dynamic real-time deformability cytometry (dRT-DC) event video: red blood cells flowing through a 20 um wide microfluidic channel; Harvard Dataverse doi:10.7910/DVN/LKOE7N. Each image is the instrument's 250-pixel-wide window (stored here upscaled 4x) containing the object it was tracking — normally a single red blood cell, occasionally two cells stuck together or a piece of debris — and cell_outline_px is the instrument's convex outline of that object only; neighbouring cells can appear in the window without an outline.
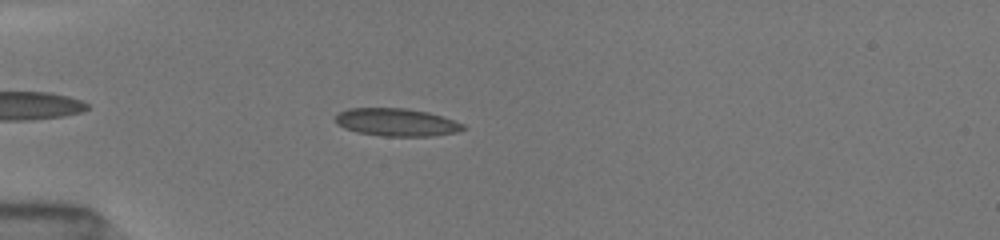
{"species": "common noctule bat (a hibernating species)", "species_latin": "Nyctalus noctula", "temperature_condition": "room temperature", "stored_images_in_passage": 39, "camera_frame_rate_fps": 3000, "um_per_image_px": 0.085, "animal": {"sex": "female", "body_mass_g": 19.5, "forearm_length_mm": 54.1}, "frame": {"image": 1, "passage_image": 4, "time_ms": 1.667, "image_size_px": [1000, 240], "cell_outline_px": [[464, 128], [456, 132], [432, 136], [384, 136], [356, 132], [344, 128], [336, 124], [336, 116], [340, 112], [348, 108], [404, 108], [428, 112], [464, 124]], "centroid_in_image_um": [33.66, 10.39], "position_along_channel_um": 51.3, "area_um2": 20.46}}
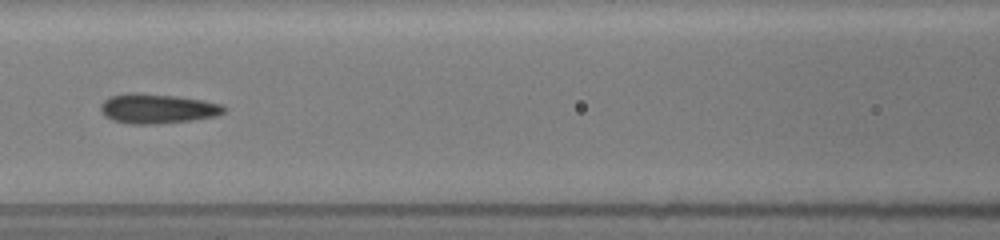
{"frame": {"image": 2, "passage_image": 9, "time_ms": 4.667, "image_size_px": [1000, 240], "cell_outline_px": [[228, 108], [224, 112], [216, 116], [192, 120], [156, 124], [128, 124], [112, 120], [100, 108], [100, 104], [108, 96], [124, 92], [136, 92], [176, 96], [204, 100], [220, 104]], "centroid_in_image_um": [13.37, 9.22], "position_along_channel_um": 153.2, "area_um2": 21.5}}
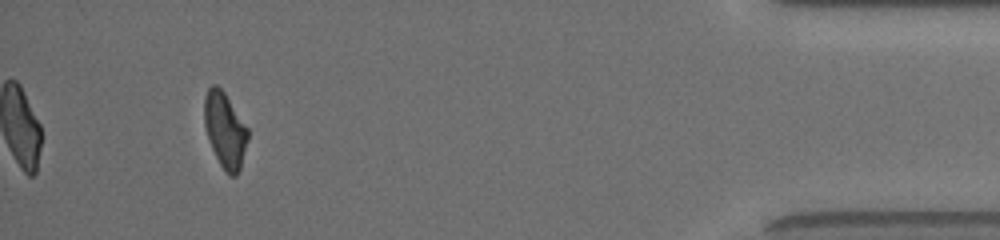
{"frame": {"image": 3, "passage_image": 36, "time_ms": 12.667, "image_size_px": [1000, 240], "cell_outline_px": [[248, 140], [240, 168], [236, 176], [228, 176], [220, 164], [208, 140], [204, 124], [204, 96], [208, 88], [212, 84], [216, 84], [224, 92], [248, 128]], "centroid_in_image_um": [19.11, 11.05], "position_along_channel_um": 416.1, "area_um2": 19.13}, "authors_computed_cell_mechanics": {"area_um2": 20.2878, "velocity_mm_per_s": 4.0036, "shape_relaxation_time_tau1_ms": null, "shape_relaxation_time_tau2_ms": 2.115, "deformation_change_tau1": null, "deformation_change_tau2": 0.057}}